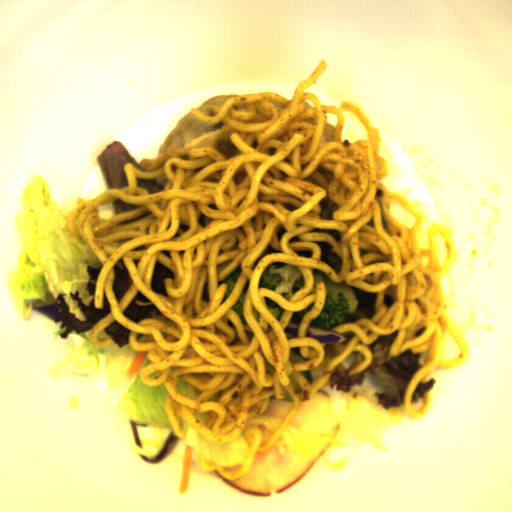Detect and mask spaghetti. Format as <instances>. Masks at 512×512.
I'll return each instance as SVG.
<instances>
[{"instance_id": "spaghetti-1", "label": "spaghetti", "mask_w": 512, "mask_h": 512, "mask_svg": "<svg viewBox=\"0 0 512 512\" xmlns=\"http://www.w3.org/2000/svg\"><path fill=\"white\" fill-rule=\"evenodd\" d=\"M328 63L321 59L311 74L298 82L291 99L274 92L239 94L221 108L211 104L214 116L191 107L196 120L225 123L184 143L187 160L168 157L157 170H141L131 163L122 168L125 187L103 189L90 199L78 198L67 213V231L83 239L100 262L95 281V309L104 295L109 311L95 321L88 339L92 345L116 343L98 338L114 320L129 329L133 350L146 351L153 363L140 372L143 384L163 383L168 395L164 410L177 437L186 438L178 418L206 439L229 442L240 436L248 419L263 413L270 401L285 397L293 405L260 445L263 431L248 426L250 444L240 469L230 471L212 460L203 461L226 479H237L251 469L256 453L272 448L298 412L302 402L330 385L335 371L350 377L369 367L374 355L367 344L397 330L389 356L408 349L427 352L404 392V406L412 418H422L432 404L431 390L423 406L413 409L412 397L424 378L438 368H454L469 357V347L448 310L442 279L456 259L455 243L447 226L434 223L427 232L429 248H421L417 232L423 214L405 196L389 192L377 179L389 176L380 155L382 134L355 103L324 105L315 93ZM343 111L351 112L368 131L366 140H341ZM326 113L338 116L334 141L317 150L327 125ZM234 143L241 153L226 160L217 142ZM166 175L163 191L148 194L137 178ZM329 197L340 207L334 220L320 218V200ZM140 206L99 219L98 207L117 199ZM396 199L417 218L407 227L390 215ZM315 241L329 242L343 266L337 273L322 263ZM169 267L174 278H164L167 296L150 287L155 262ZM297 265L305 276L303 287L289 302L279 293L259 288L268 264ZM129 269L132 283L117 303L113 294V265ZM241 264L236 285L223 302L228 284L218 287ZM325 271L334 282H346L365 292H377L376 314L343 323L334 332L346 342L320 343L306 337V329L325 304L324 283L314 286L313 269ZM250 282L244 300V325L232 305ZM140 291L176 322L168 326L156 318L136 323L122 313ZM265 295L285 308L280 322L269 311ZM314 302L302 319L299 338L287 340L285 327L294 311ZM221 304V305H220ZM291 347H301L307 361L288 360ZM178 377L203 391L195 400L175 390ZM284 388V389H283Z\"/></svg>"}]
</instances>
